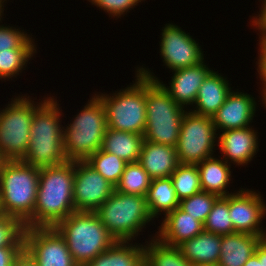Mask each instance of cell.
<instances>
[{
	"mask_svg": "<svg viewBox=\"0 0 266 266\" xmlns=\"http://www.w3.org/2000/svg\"><path fill=\"white\" fill-rule=\"evenodd\" d=\"M73 193L74 161L40 168L34 214L24 227H55L75 212Z\"/></svg>",
	"mask_w": 266,
	"mask_h": 266,
	"instance_id": "1",
	"label": "cell"
},
{
	"mask_svg": "<svg viewBox=\"0 0 266 266\" xmlns=\"http://www.w3.org/2000/svg\"><path fill=\"white\" fill-rule=\"evenodd\" d=\"M57 106L54 98H46L34 112L28 150L21 160L26 164L40 169L67 161L62 130L64 127L59 123L61 113Z\"/></svg>",
	"mask_w": 266,
	"mask_h": 266,
	"instance_id": "2",
	"label": "cell"
},
{
	"mask_svg": "<svg viewBox=\"0 0 266 266\" xmlns=\"http://www.w3.org/2000/svg\"><path fill=\"white\" fill-rule=\"evenodd\" d=\"M40 169L21 160L6 161L0 172V206L3 215L23 225L33 216Z\"/></svg>",
	"mask_w": 266,
	"mask_h": 266,
	"instance_id": "3",
	"label": "cell"
},
{
	"mask_svg": "<svg viewBox=\"0 0 266 266\" xmlns=\"http://www.w3.org/2000/svg\"><path fill=\"white\" fill-rule=\"evenodd\" d=\"M55 228L65 239L78 266H86L116 242L96 212L75 211Z\"/></svg>",
	"mask_w": 266,
	"mask_h": 266,
	"instance_id": "4",
	"label": "cell"
},
{
	"mask_svg": "<svg viewBox=\"0 0 266 266\" xmlns=\"http://www.w3.org/2000/svg\"><path fill=\"white\" fill-rule=\"evenodd\" d=\"M157 82L146 77L144 140L176 147L186 113Z\"/></svg>",
	"mask_w": 266,
	"mask_h": 266,
	"instance_id": "5",
	"label": "cell"
},
{
	"mask_svg": "<svg viewBox=\"0 0 266 266\" xmlns=\"http://www.w3.org/2000/svg\"><path fill=\"white\" fill-rule=\"evenodd\" d=\"M63 134L67 161H86L101 149L106 131V112L100 98L94 97L76 115Z\"/></svg>",
	"mask_w": 266,
	"mask_h": 266,
	"instance_id": "6",
	"label": "cell"
},
{
	"mask_svg": "<svg viewBox=\"0 0 266 266\" xmlns=\"http://www.w3.org/2000/svg\"><path fill=\"white\" fill-rule=\"evenodd\" d=\"M95 212L116 241L130 242L146 223L153 220L148 212L146 196L116 190Z\"/></svg>",
	"mask_w": 266,
	"mask_h": 266,
	"instance_id": "7",
	"label": "cell"
},
{
	"mask_svg": "<svg viewBox=\"0 0 266 266\" xmlns=\"http://www.w3.org/2000/svg\"><path fill=\"white\" fill-rule=\"evenodd\" d=\"M136 82L109 96L97 95L106 112L107 128L144 134L146 127V77L136 71Z\"/></svg>",
	"mask_w": 266,
	"mask_h": 266,
	"instance_id": "8",
	"label": "cell"
},
{
	"mask_svg": "<svg viewBox=\"0 0 266 266\" xmlns=\"http://www.w3.org/2000/svg\"><path fill=\"white\" fill-rule=\"evenodd\" d=\"M24 97H16L0 111V151L7 161L25 157L34 112L43 104L36 105L29 97Z\"/></svg>",
	"mask_w": 266,
	"mask_h": 266,
	"instance_id": "9",
	"label": "cell"
},
{
	"mask_svg": "<svg viewBox=\"0 0 266 266\" xmlns=\"http://www.w3.org/2000/svg\"><path fill=\"white\" fill-rule=\"evenodd\" d=\"M216 132L211 117L186 111L176 146L179 163L197 164L212 157Z\"/></svg>",
	"mask_w": 266,
	"mask_h": 266,
	"instance_id": "10",
	"label": "cell"
},
{
	"mask_svg": "<svg viewBox=\"0 0 266 266\" xmlns=\"http://www.w3.org/2000/svg\"><path fill=\"white\" fill-rule=\"evenodd\" d=\"M24 250L38 266H78L55 227L25 228Z\"/></svg>",
	"mask_w": 266,
	"mask_h": 266,
	"instance_id": "11",
	"label": "cell"
},
{
	"mask_svg": "<svg viewBox=\"0 0 266 266\" xmlns=\"http://www.w3.org/2000/svg\"><path fill=\"white\" fill-rule=\"evenodd\" d=\"M114 190L115 187L85 161L74 162L75 211L95 212Z\"/></svg>",
	"mask_w": 266,
	"mask_h": 266,
	"instance_id": "12",
	"label": "cell"
},
{
	"mask_svg": "<svg viewBox=\"0 0 266 266\" xmlns=\"http://www.w3.org/2000/svg\"><path fill=\"white\" fill-rule=\"evenodd\" d=\"M162 31L160 55L170 70L195 66L204 60L197 41L176 24H166Z\"/></svg>",
	"mask_w": 266,
	"mask_h": 266,
	"instance_id": "13",
	"label": "cell"
},
{
	"mask_svg": "<svg viewBox=\"0 0 266 266\" xmlns=\"http://www.w3.org/2000/svg\"><path fill=\"white\" fill-rule=\"evenodd\" d=\"M242 190L229 195V216L233 224L234 233H245L263 237L264 231L260 222L266 215V206L261 195Z\"/></svg>",
	"mask_w": 266,
	"mask_h": 266,
	"instance_id": "14",
	"label": "cell"
},
{
	"mask_svg": "<svg viewBox=\"0 0 266 266\" xmlns=\"http://www.w3.org/2000/svg\"><path fill=\"white\" fill-rule=\"evenodd\" d=\"M137 71L143 76L157 81L170 97L179 106L184 108V105H192L195 103L203 80L212 70L204 64V61L195 66L175 70L169 87L162 84L163 82H160L159 79L154 77L149 70L140 67Z\"/></svg>",
	"mask_w": 266,
	"mask_h": 266,
	"instance_id": "15",
	"label": "cell"
},
{
	"mask_svg": "<svg viewBox=\"0 0 266 266\" xmlns=\"http://www.w3.org/2000/svg\"><path fill=\"white\" fill-rule=\"evenodd\" d=\"M255 106L256 102L249 94L231 91L224 104L212 116L216 131L249 127L255 115Z\"/></svg>",
	"mask_w": 266,
	"mask_h": 266,
	"instance_id": "16",
	"label": "cell"
},
{
	"mask_svg": "<svg viewBox=\"0 0 266 266\" xmlns=\"http://www.w3.org/2000/svg\"><path fill=\"white\" fill-rule=\"evenodd\" d=\"M218 146L222 151L223 159L228 163L231 162L237 165H245L250 162L256 151H258L257 133L252 128L230 129L223 131L217 137Z\"/></svg>",
	"mask_w": 266,
	"mask_h": 266,
	"instance_id": "17",
	"label": "cell"
},
{
	"mask_svg": "<svg viewBox=\"0 0 266 266\" xmlns=\"http://www.w3.org/2000/svg\"><path fill=\"white\" fill-rule=\"evenodd\" d=\"M138 163L152 179L170 177L180 164L176 147L145 140Z\"/></svg>",
	"mask_w": 266,
	"mask_h": 266,
	"instance_id": "18",
	"label": "cell"
},
{
	"mask_svg": "<svg viewBox=\"0 0 266 266\" xmlns=\"http://www.w3.org/2000/svg\"><path fill=\"white\" fill-rule=\"evenodd\" d=\"M203 223L187 214L179 207L165 215L157 238L169 246H178L183 241L197 236L203 231Z\"/></svg>",
	"mask_w": 266,
	"mask_h": 266,
	"instance_id": "19",
	"label": "cell"
},
{
	"mask_svg": "<svg viewBox=\"0 0 266 266\" xmlns=\"http://www.w3.org/2000/svg\"><path fill=\"white\" fill-rule=\"evenodd\" d=\"M222 235L202 231L197 236L183 241L177 247L193 266L218 264Z\"/></svg>",
	"mask_w": 266,
	"mask_h": 266,
	"instance_id": "20",
	"label": "cell"
},
{
	"mask_svg": "<svg viewBox=\"0 0 266 266\" xmlns=\"http://www.w3.org/2000/svg\"><path fill=\"white\" fill-rule=\"evenodd\" d=\"M231 87L226 78L213 70L203 80L195 100L194 114L211 117L224 104Z\"/></svg>",
	"mask_w": 266,
	"mask_h": 266,
	"instance_id": "21",
	"label": "cell"
},
{
	"mask_svg": "<svg viewBox=\"0 0 266 266\" xmlns=\"http://www.w3.org/2000/svg\"><path fill=\"white\" fill-rule=\"evenodd\" d=\"M262 240L261 236L245 233L235 232L222 235L218 264L220 266H243L255 254Z\"/></svg>",
	"mask_w": 266,
	"mask_h": 266,
	"instance_id": "22",
	"label": "cell"
},
{
	"mask_svg": "<svg viewBox=\"0 0 266 266\" xmlns=\"http://www.w3.org/2000/svg\"><path fill=\"white\" fill-rule=\"evenodd\" d=\"M144 135L106 128L101 150L127 163L138 162Z\"/></svg>",
	"mask_w": 266,
	"mask_h": 266,
	"instance_id": "23",
	"label": "cell"
},
{
	"mask_svg": "<svg viewBox=\"0 0 266 266\" xmlns=\"http://www.w3.org/2000/svg\"><path fill=\"white\" fill-rule=\"evenodd\" d=\"M230 166L225 160L214 157L197 163L202 191L216 194L219 197H226L232 194L225 190L231 180Z\"/></svg>",
	"mask_w": 266,
	"mask_h": 266,
	"instance_id": "24",
	"label": "cell"
},
{
	"mask_svg": "<svg viewBox=\"0 0 266 266\" xmlns=\"http://www.w3.org/2000/svg\"><path fill=\"white\" fill-rule=\"evenodd\" d=\"M86 266H144V246L116 241Z\"/></svg>",
	"mask_w": 266,
	"mask_h": 266,
	"instance_id": "25",
	"label": "cell"
},
{
	"mask_svg": "<svg viewBox=\"0 0 266 266\" xmlns=\"http://www.w3.org/2000/svg\"><path fill=\"white\" fill-rule=\"evenodd\" d=\"M179 202L171 177L152 179L146 195L148 212L152 218L162 211L164 215L174 211L179 207Z\"/></svg>",
	"mask_w": 266,
	"mask_h": 266,
	"instance_id": "26",
	"label": "cell"
},
{
	"mask_svg": "<svg viewBox=\"0 0 266 266\" xmlns=\"http://www.w3.org/2000/svg\"><path fill=\"white\" fill-rule=\"evenodd\" d=\"M144 246V266H193L177 246H169L157 238Z\"/></svg>",
	"mask_w": 266,
	"mask_h": 266,
	"instance_id": "27",
	"label": "cell"
},
{
	"mask_svg": "<svg viewBox=\"0 0 266 266\" xmlns=\"http://www.w3.org/2000/svg\"><path fill=\"white\" fill-rule=\"evenodd\" d=\"M152 178L138 162L127 163L115 190L125 194L146 196Z\"/></svg>",
	"mask_w": 266,
	"mask_h": 266,
	"instance_id": "28",
	"label": "cell"
},
{
	"mask_svg": "<svg viewBox=\"0 0 266 266\" xmlns=\"http://www.w3.org/2000/svg\"><path fill=\"white\" fill-rule=\"evenodd\" d=\"M85 162L114 187L118 184L127 164L123 159L101 149L93 153Z\"/></svg>",
	"mask_w": 266,
	"mask_h": 266,
	"instance_id": "29",
	"label": "cell"
},
{
	"mask_svg": "<svg viewBox=\"0 0 266 266\" xmlns=\"http://www.w3.org/2000/svg\"><path fill=\"white\" fill-rule=\"evenodd\" d=\"M170 177L179 200L202 191L197 164L180 163Z\"/></svg>",
	"mask_w": 266,
	"mask_h": 266,
	"instance_id": "30",
	"label": "cell"
},
{
	"mask_svg": "<svg viewBox=\"0 0 266 266\" xmlns=\"http://www.w3.org/2000/svg\"><path fill=\"white\" fill-rule=\"evenodd\" d=\"M203 229L206 232L215 233L217 235H227L234 233L232 221L229 216V195L219 197L205 222Z\"/></svg>",
	"mask_w": 266,
	"mask_h": 266,
	"instance_id": "31",
	"label": "cell"
},
{
	"mask_svg": "<svg viewBox=\"0 0 266 266\" xmlns=\"http://www.w3.org/2000/svg\"><path fill=\"white\" fill-rule=\"evenodd\" d=\"M35 50V51H34ZM36 49H7L0 51V79L19 75ZM21 70V71H20Z\"/></svg>",
	"mask_w": 266,
	"mask_h": 266,
	"instance_id": "32",
	"label": "cell"
},
{
	"mask_svg": "<svg viewBox=\"0 0 266 266\" xmlns=\"http://www.w3.org/2000/svg\"><path fill=\"white\" fill-rule=\"evenodd\" d=\"M218 198L216 194L200 191L180 200L179 208L204 223Z\"/></svg>",
	"mask_w": 266,
	"mask_h": 266,
	"instance_id": "33",
	"label": "cell"
},
{
	"mask_svg": "<svg viewBox=\"0 0 266 266\" xmlns=\"http://www.w3.org/2000/svg\"><path fill=\"white\" fill-rule=\"evenodd\" d=\"M24 225L17 219L3 215L0 217V248L24 246Z\"/></svg>",
	"mask_w": 266,
	"mask_h": 266,
	"instance_id": "34",
	"label": "cell"
},
{
	"mask_svg": "<svg viewBox=\"0 0 266 266\" xmlns=\"http://www.w3.org/2000/svg\"><path fill=\"white\" fill-rule=\"evenodd\" d=\"M12 27L0 26V51L7 49H35L32 38L27 33Z\"/></svg>",
	"mask_w": 266,
	"mask_h": 266,
	"instance_id": "35",
	"label": "cell"
},
{
	"mask_svg": "<svg viewBox=\"0 0 266 266\" xmlns=\"http://www.w3.org/2000/svg\"><path fill=\"white\" fill-rule=\"evenodd\" d=\"M97 7L106 10L109 15L113 17H120L124 15L130 8L137 5V3L143 0H89Z\"/></svg>",
	"mask_w": 266,
	"mask_h": 266,
	"instance_id": "36",
	"label": "cell"
},
{
	"mask_svg": "<svg viewBox=\"0 0 266 266\" xmlns=\"http://www.w3.org/2000/svg\"><path fill=\"white\" fill-rule=\"evenodd\" d=\"M24 251V246H6L0 248V266H13L15 260Z\"/></svg>",
	"mask_w": 266,
	"mask_h": 266,
	"instance_id": "37",
	"label": "cell"
},
{
	"mask_svg": "<svg viewBox=\"0 0 266 266\" xmlns=\"http://www.w3.org/2000/svg\"><path fill=\"white\" fill-rule=\"evenodd\" d=\"M258 73L260 76V79L262 83L264 84L263 90H262V100L263 103L266 104V55L260 50V55L258 59Z\"/></svg>",
	"mask_w": 266,
	"mask_h": 266,
	"instance_id": "38",
	"label": "cell"
},
{
	"mask_svg": "<svg viewBox=\"0 0 266 266\" xmlns=\"http://www.w3.org/2000/svg\"><path fill=\"white\" fill-rule=\"evenodd\" d=\"M259 17V18H258ZM252 25L260 29L261 36H266V7L261 8L260 14L252 21Z\"/></svg>",
	"mask_w": 266,
	"mask_h": 266,
	"instance_id": "39",
	"label": "cell"
},
{
	"mask_svg": "<svg viewBox=\"0 0 266 266\" xmlns=\"http://www.w3.org/2000/svg\"><path fill=\"white\" fill-rule=\"evenodd\" d=\"M13 266H38L30 255L24 250L15 260Z\"/></svg>",
	"mask_w": 266,
	"mask_h": 266,
	"instance_id": "40",
	"label": "cell"
},
{
	"mask_svg": "<svg viewBox=\"0 0 266 266\" xmlns=\"http://www.w3.org/2000/svg\"><path fill=\"white\" fill-rule=\"evenodd\" d=\"M255 255L259 258L261 266H266V242L264 240L257 246Z\"/></svg>",
	"mask_w": 266,
	"mask_h": 266,
	"instance_id": "41",
	"label": "cell"
},
{
	"mask_svg": "<svg viewBox=\"0 0 266 266\" xmlns=\"http://www.w3.org/2000/svg\"><path fill=\"white\" fill-rule=\"evenodd\" d=\"M243 266H261L259 258L254 254L251 256Z\"/></svg>",
	"mask_w": 266,
	"mask_h": 266,
	"instance_id": "42",
	"label": "cell"
},
{
	"mask_svg": "<svg viewBox=\"0 0 266 266\" xmlns=\"http://www.w3.org/2000/svg\"><path fill=\"white\" fill-rule=\"evenodd\" d=\"M260 49L266 55V36H260Z\"/></svg>",
	"mask_w": 266,
	"mask_h": 266,
	"instance_id": "43",
	"label": "cell"
},
{
	"mask_svg": "<svg viewBox=\"0 0 266 266\" xmlns=\"http://www.w3.org/2000/svg\"><path fill=\"white\" fill-rule=\"evenodd\" d=\"M6 161L7 160L4 158L3 154L0 151V172H1V169L3 168V165L5 164Z\"/></svg>",
	"mask_w": 266,
	"mask_h": 266,
	"instance_id": "44",
	"label": "cell"
},
{
	"mask_svg": "<svg viewBox=\"0 0 266 266\" xmlns=\"http://www.w3.org/2000/svg\"><path fill=\"white\" fill-rule=\"evenodd\" d=\"M5 1H3V0H0V21H1V17H2V14H3V12H2V10H3V3H4ZM2 13V14H1Z\"/></svg>",
	"mask_w": 266,
	"mask_h": 266,
	"instance_id": "45",
	"label": "cell"
},
{
	"mask_svg": "<svg viewBox=\"0 0 266 266\" xmlns=\"http://www.w3.org/2000/svg\"><path fill=\"white\" fill-rule=\"evenodd\" d=\"M199 266H220L219 264H208V265H199Z\"/></svg>",
	"mask_w": 266,
	"mask_h": 266,
	"instance_id": "46",
	"label": "cell"
},
{
	"mask_svg": "<svg viewBox=\"0 0 266 266\" xmlns=\"http://www.w3.org/2000/svg\"><path fill=\"white\" fill-rule=\"evenodd\" d=\"M263 240L266 242V233L263 235Z\"/></svg>",
	"mask_w": 266,
	"mask_h": 266,
	"instance_id": "47",
	"label": "cell"
},
{
	"mask_svg": "<svg viewBox=\"0 0 266 266\" xmlns=\"http://www.w3.org/2000/svg\"><path fill=\"white\" fill-rule=\"evenodd\" d=\"M262 7H266V0H264Z\"/></svg>",
	"mask_w": 266,
	"mask_h": 266,
	"instance_id": "48",
	"label": "cell"
},
{
	"mask_svg": "<svg viewBox=\"0 0 266 266\" xmlns=\"http://www.w3.org/2000/svg\"><path fill=\"white\" fill-rule=\"evenodd\" d=\"M3 216L2 210H1V206H0V217Z\"/></svg>",
	"mask_w": 266,
	"mask_h": 266,
	"instance_id": "49",
	"label": "cell"
}]
</instances>
